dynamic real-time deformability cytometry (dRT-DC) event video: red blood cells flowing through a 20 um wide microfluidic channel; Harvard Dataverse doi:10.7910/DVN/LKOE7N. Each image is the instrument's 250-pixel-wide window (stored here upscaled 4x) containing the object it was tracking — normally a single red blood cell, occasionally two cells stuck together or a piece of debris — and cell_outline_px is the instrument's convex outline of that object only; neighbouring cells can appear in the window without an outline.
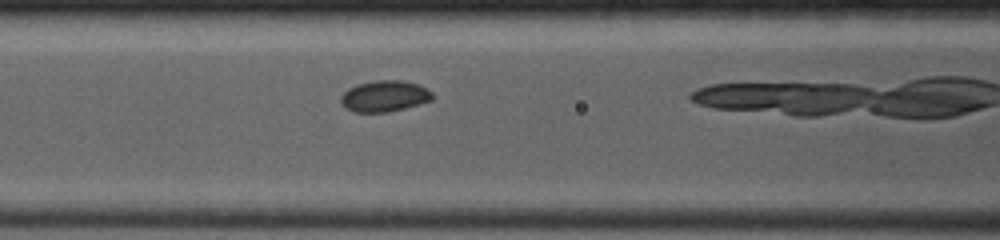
{"species": "common noctule bat (a hibernating species)", "species_latin": "Nyctalus noctula", "temperature_condition": "room temperature", "stored_images_in_passage": 24, "camera_frame_rate_fps": 4000, "um_per_image_px": 0.085, "animal": {"sex": "female", "body_mass_g": 19.0, "forearm_length_mm": 53.3}, "frame": {"image": 1, "passage_image": 5, "time_ms": 2.0, "image_size_px": [1000, 240], "cell_outline_px": [[432, 100], [420, 104], [388, 112], [352, 112], [344, 108], [340, 104], [340, 96], [348, 88], [356, 84], [376, 80], [400, 80], [420, 84], [428, 88], [432, 92]], "centroid_in_image_um": [32.66, 8.17], "position_along_channel_um": 133.9, "area_um2": 16.94}}
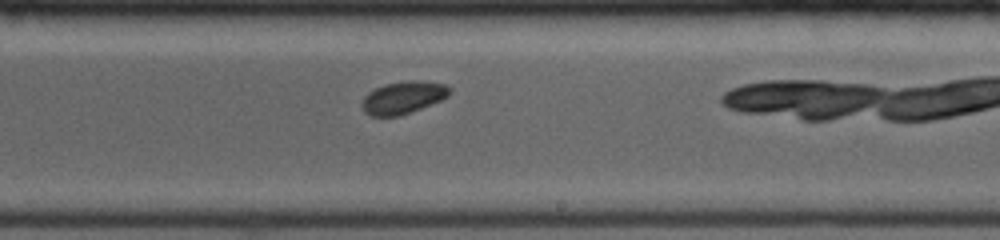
{"frame": {"image": 2, "passage_image": 13, "time_ms": 5.0, "image_size_px": [1000, 240], "cell_outline_px": [[452, 92], [448, 96], [440, 100], [400, 116], [372, 116], [364, 112], [360, 104], [364, 96], [368, 92], [384, 84], [408, 80], [420, 80], [444, 84], [452, 88]], "centroid_in_image_um": [34.25, 8.28], "position_along_channel_um": 254.7, "area_um2": 16.65}}
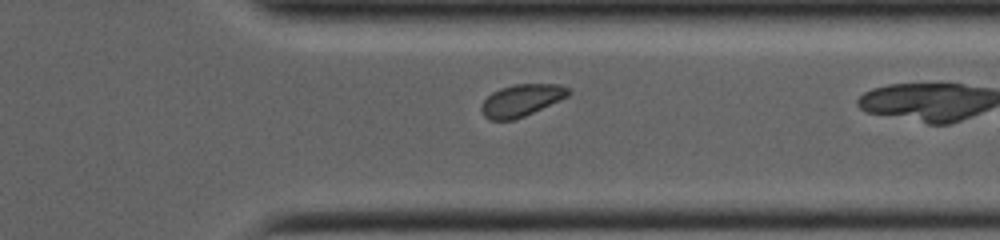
{"frame": {"image": 3, "passage_image": 19, "time_ms": 7.75, "image_size_px": [1000, 240], "cell_outline_px": [[572, 92], [568, 96], [560, 100], [524, 116], [512, 120], [488, 120], [484, 116], [480, 108], [480, 104], [492, 92], [500, 88], [516, 84], [560, 84], [568, 88]], "centroid_in_image_um": [44.3, 8.52], "position_along_channel_um": 367.1, "area_um2": 16.24}, "authors_computed_cell_mechanics": {"area_um2": 16.8487, "velocity_mm_per_s": 4.046, "shape_relaxation_time_tau1_ms": 9.8886, "shape_relaxation_time_tau2_ms": null, "deformation_change_tau1": 0.0978, "deformation_change_tau2": null}}